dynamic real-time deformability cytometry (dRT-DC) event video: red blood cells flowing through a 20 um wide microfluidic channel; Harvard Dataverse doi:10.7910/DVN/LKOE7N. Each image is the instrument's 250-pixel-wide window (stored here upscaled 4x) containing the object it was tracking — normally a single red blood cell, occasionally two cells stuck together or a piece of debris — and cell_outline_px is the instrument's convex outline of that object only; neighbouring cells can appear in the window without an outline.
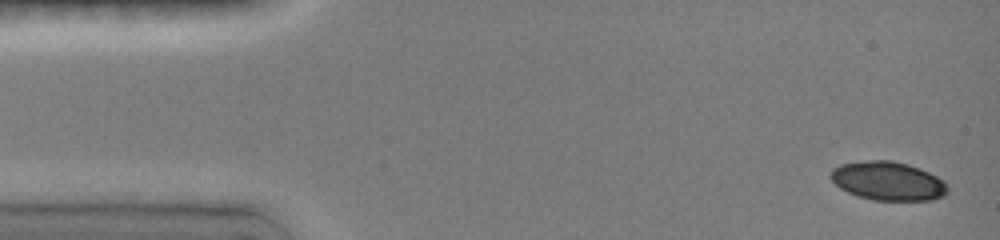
{"species": "common noctule bat (a hibernating species)", "species_latin": "Nyctalus noctula", "temperature_condition": "room temperature", "stored_images_in_passage": 5, "camera_frame_rate_fps": 3000, "um_per_image_px": 0.085, "animal": {"sex": "female", "body_mass_g": 19.0, "forearm_length_mm": 51.5}, "frame": {"image": 1, "passage_image": 1, "time_ms": 0.0, "image_size_px": [1000, 240], "cell_outline_px": [[948, 192], [944, 196], [932, 200], [872, 200], [856, 196], [840, 188], [828, 176], [832, 168], [840, 164], [868, 160], [892, 160], [908, 164], [920, 168], [944, 180], [948, 188]], "centroid_in_image_um": [75.47, 15.38], "position_along_channel_um": 9.5, "area_um2": 26.65}}
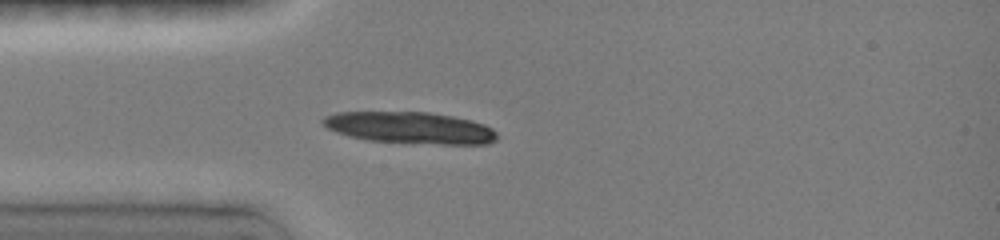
{"frame": {"image": 2, "passage_image": 5, "time_ms": 3.667, "image_size_px": [1000, 240], "cell_outline_px": [[496, 140], [488, 144], [440, 144], [368, 140], [348, 136], [336, 132], [328, 128], [320, 120], [324, 116], [336, 112], [428, 112], [452, 116], [472, 120], [484, 124], [492, 128], [496, 132]], "centroid_in_image_um": [34.85, 10.85], "position_along_channel_um": 50.1, "area_um2": 32.08}}